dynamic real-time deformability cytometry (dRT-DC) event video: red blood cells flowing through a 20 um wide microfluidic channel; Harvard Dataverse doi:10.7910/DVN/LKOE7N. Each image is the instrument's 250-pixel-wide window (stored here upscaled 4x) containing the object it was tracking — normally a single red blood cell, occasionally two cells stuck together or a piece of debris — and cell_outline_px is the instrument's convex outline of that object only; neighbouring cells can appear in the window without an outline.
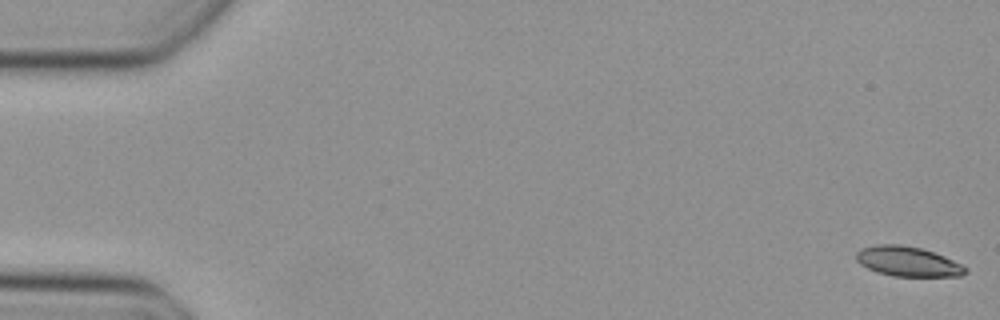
{"species": "Egyptian fruit bat (a non-hibernating species)", "species_latin": "Rousettus aegyptiacus", "temperature_condition": "cold", "stored_images_in_passage": 49, "camera_frame_rate_fps": 3000, "um_per_image_px": 0.085, "animal": {"sex": "female"}, "frame": {"image": 1, "passage_image": 1, "time_ms": 0.0, "image_size_px": [1000, 320], "cell_outline_px": [[968, 272], [960, 276], [892, 276], [876, 272], [860, 264], [856, 260], [856, 252], [860, 248], [876, 244], [900, 244], [920, 248], [944, 256], [968, 268]], "centroid_in_image_um": [77.13, 22.22], "position_along_channel_um": 7.9, "area_um2": 19.02}}
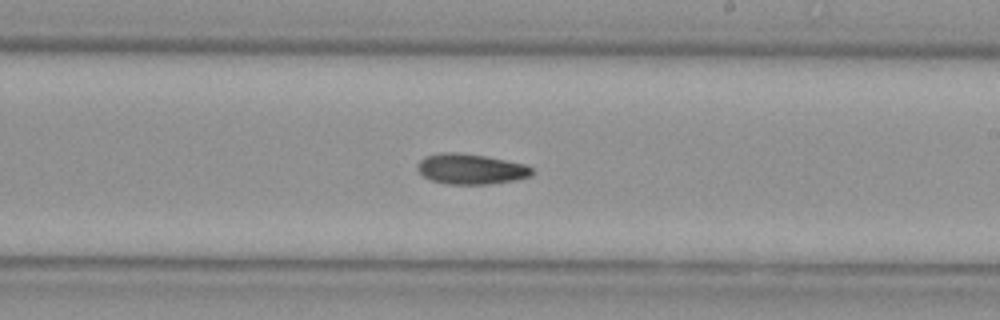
{"frame": {"image": 2, "passage_image": 29, "time_ms": 9.333, "image_size_px": [1000, 320], "cell_outline_px": [[536, 172], [532, 176], [516, 180], [488, 184], [448, 184], [432, 180], [424, 176], [416, 168], [420, 160], [424, 156], [440, 152], [456, 152], [484, 156], [528, 164]], "centroid_in_image_um": [40.07, 14.36], "position_along_channel_um": 248.9, "area_um2": 20.46}}
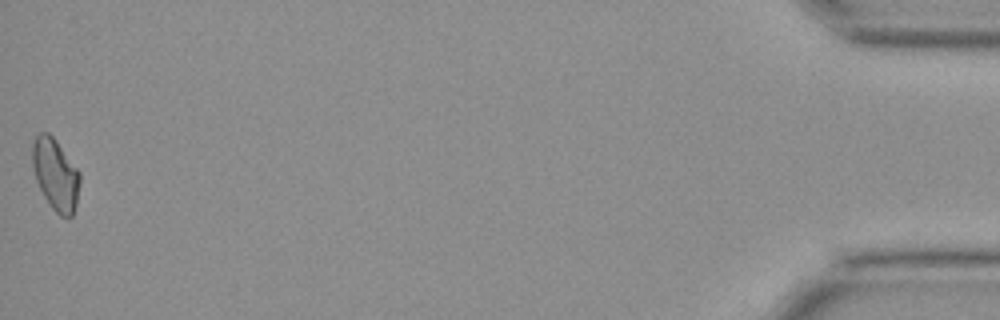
{"frame": {"image": 3, "passage_image": 49, "time_ms": 16.0, "image_size_px": [1000, 320], "cell_outline_px": [[80, 184], [76, 204], [72, 216], [60, 216], [52, 208], [44, 196], [36, 180], [32, 164], [32, 144], [36, 136], [40, 132], [48, 132], [56, 140], [80, 172]], "centroid_in_image_um": [4.72, 14.81], "position_along_channel_um": 430.5, "area_um2": 19.71}}